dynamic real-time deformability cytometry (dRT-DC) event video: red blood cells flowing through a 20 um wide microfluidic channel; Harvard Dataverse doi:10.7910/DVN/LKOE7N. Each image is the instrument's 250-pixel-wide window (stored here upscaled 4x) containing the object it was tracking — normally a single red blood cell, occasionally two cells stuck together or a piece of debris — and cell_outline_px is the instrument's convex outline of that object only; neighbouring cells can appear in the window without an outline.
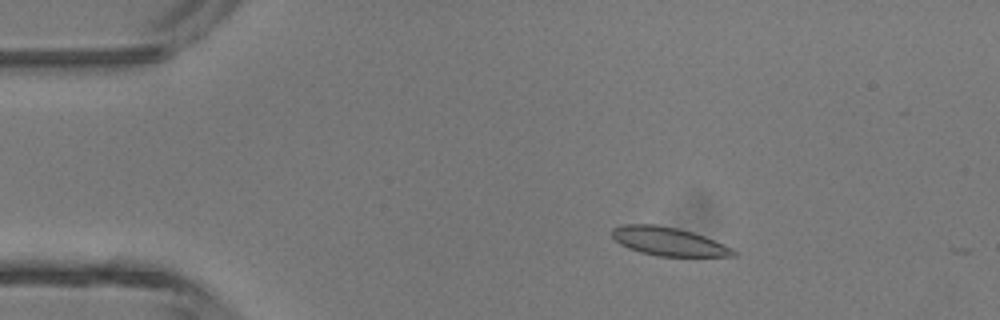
{"species": "common noctule bat (a hibernating species)", "species_latin": "Nyctalus noctula", "temperature_condition": "room temperature", "stored_images_in_passage": 3, "camera_frame_rate_fps": 3000, "um_per_image_px": 0.085, "animal": {"sex": "male", "body_mass_g": 13.3}, "frame": {"image": 1, "passage_image": 2, "time_ms": 0.333, "image_size_px": [1000, 320], "cell_outline_px": [[736, 256], [656, 256], [640, 252], [628, 248], [620, 244], [612, 236], [612, 228], [620, 224], [656, 224], [676, 228], [692, 232], [704, 236], [732, 248], [736, 252]], "centroid_in_image_um": [56.78, 20.52], "position_along_channel_um": 28.2, "area_um2": 20.06}}